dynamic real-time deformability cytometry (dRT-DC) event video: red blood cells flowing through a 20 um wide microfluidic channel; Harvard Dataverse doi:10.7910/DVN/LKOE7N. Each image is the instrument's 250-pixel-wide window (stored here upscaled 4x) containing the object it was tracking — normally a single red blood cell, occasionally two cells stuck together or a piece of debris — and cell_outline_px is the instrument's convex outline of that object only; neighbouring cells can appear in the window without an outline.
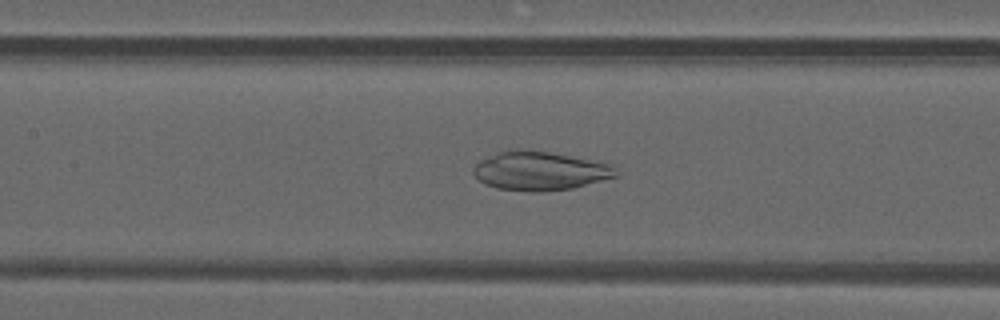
{"species": "common noctule bat (a hibernating species)", "species_latin": "Nyctalus noctula", "temperature_condition": "warm", "stored_images_in_passage": 49, "camera_frame_rate_fps": 3000, "um_per_image_px": 0.085, "animal": {"sex": "male", "forearm_length_mm": 52.5}, "frame": {"image": 1, "passage_image": 23, "time_ms": 7.333, "image_size_px": [1000, 320], "cell_outline_px": [[620, 176], [572, 188], [540, 192], [532, 192], [496, 188], [484, 184], [472, 172], [472, 168], [480, 160], [496, 152], [516, 148], [528, 148], [596, 160], [612, 164], [616, 168]], "centroid_in_image_um": [45.91, 14.5], "position_along_channel_um": 161.5, "area_um2": 32.95}}
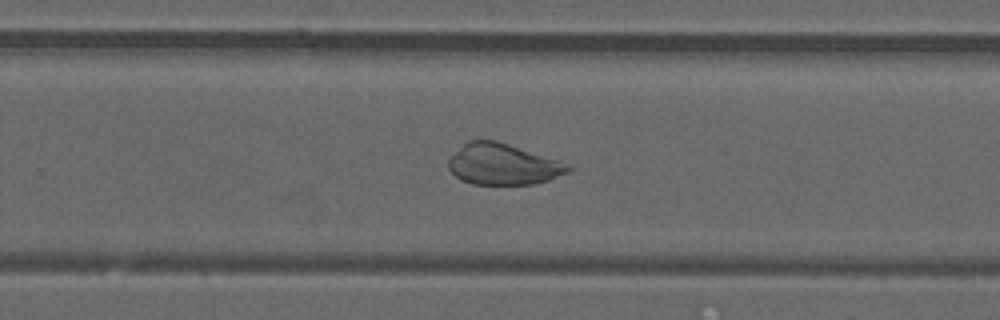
{"frame": {"image": 2, "passage_image": 32, "time_ms": 10.333, "image_size_px": [1000, 320], "cell_outline_px": [[572, 168], [568, 172], [548, 180], [532, 184], [472, 184], [460, 180], [448, 168], [448, 160], [468, 140], [496, 140], [572, 164]], "centroid_in_image_um": [42.77, 13.96], "position_along_channel_um": 287.0, "area_um2": 28.55}}
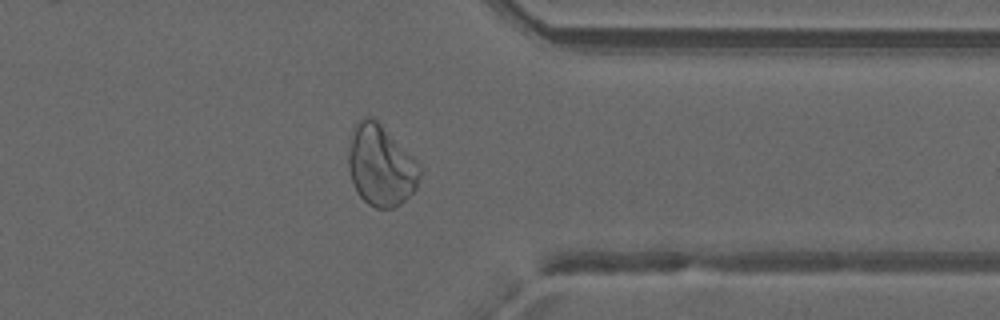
{"frame": {"image": 3, "passage_image": 39, "time_ms": 12.667, "image_size_px": [1000, 320], "cell_outline_px": [[424, 168], [416, 188], [400, 204], [392, 208], [376, 208], [368, 204], [360, 196], [352, 184], [348, 168], [348, 152], [352, 128], [364, 116], [372, 116]], "centroid_in_image_um": [32.36, 14.08], "position_along_channel_um": 379.0, "area_um2": 33.76}}